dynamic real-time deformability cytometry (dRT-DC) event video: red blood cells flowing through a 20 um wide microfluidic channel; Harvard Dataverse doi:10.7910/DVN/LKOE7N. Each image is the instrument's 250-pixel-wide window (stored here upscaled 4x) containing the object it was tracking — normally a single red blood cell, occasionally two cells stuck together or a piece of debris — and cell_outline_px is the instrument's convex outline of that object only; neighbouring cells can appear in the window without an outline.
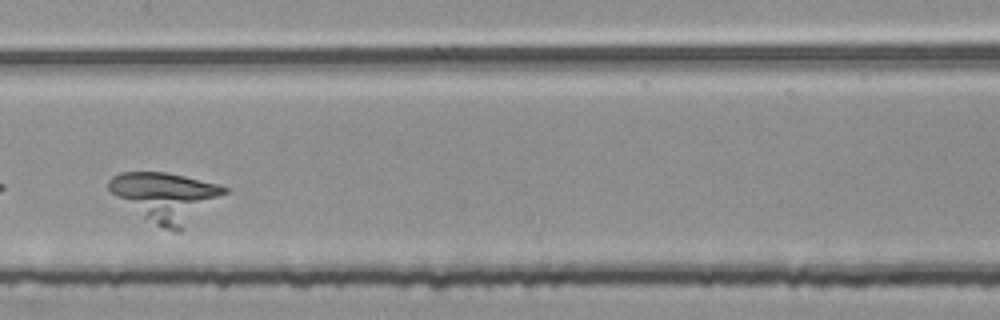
{"species": "common noctule bat (a hibernating species)", "species_latin": "Nyctalus noctula", "temperature_condition": "room temperature", "stored_images_in_passage": 36, "camera_frame_rate_fps": 3000, "um_per_image_px": 0.085, "animal": {"sex": "female", "body_mass_g": 25.1}, "frame": {"image": 1, "passage_image": 16, "time_ms": 5.0, "image_size_px": [1000, 320], "cell_outline_px": [[228, 192], [180, 232], [176, 232], [164, 228], [156, 224], [144, 216], [112, 192], [108, 188], [108, 180], [112, 176], [120, 172], [164, 172], [184, 176], [220, 184], [228, 188]], "centroid_in_image_um": [14.16, 16.71], "position_along_channel_um": 193.2, "area_um2": 32.37}}